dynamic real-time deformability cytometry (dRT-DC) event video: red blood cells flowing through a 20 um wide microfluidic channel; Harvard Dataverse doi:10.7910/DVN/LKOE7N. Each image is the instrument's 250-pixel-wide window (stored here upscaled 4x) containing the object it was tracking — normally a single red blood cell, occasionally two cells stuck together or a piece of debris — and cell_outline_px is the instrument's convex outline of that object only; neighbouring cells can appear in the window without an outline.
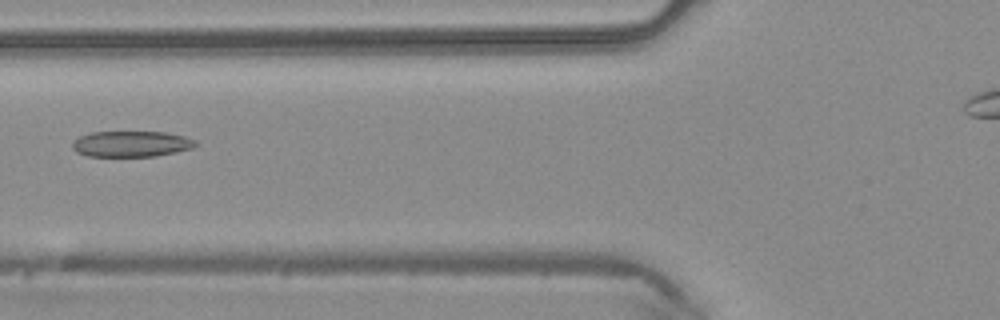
{"species": "common noctule bat (a hibernating species)", "species_latin": "Nyctalus noctula", "temperature_condition": "warm", "stored_images_in_passage": 37, "camera_frame_rate_fps": 3000, "um_per_image_px": 0.085, "animal": {"sex": "male", "body_mass_g": 20.4}, "frame": {"image": 1, "passage_image": 19, "time_ms": 6.0, "image_size_px": [1000, 320], "cell_outline_px": [[200, 144], [192, 148], [176, 152], [156, 156], [88, 156], [76, 152], [72, 148], [72, 144], [80, 136], [92, 132], [164, 132], [184, 136], [196, 140]], "centroid_in_image_um": [11.2, 12.23], "position_along_channel_um": 114.6, "area_um2": 18.55}}
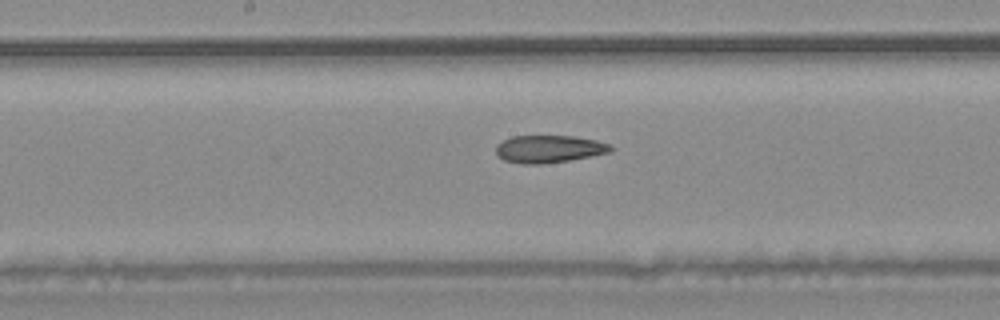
{"frame": {"image": 2, "passage_image": 25, "time_ms": 8.0, "image_size_px": [1000, 320], "cell_outline_px": [[612, 148], [608, 152], [568, 160], [544, 164], [520, 164], [504, 160], [496, 152], [496, 144], [512, 136], [572, 136], [596, 140], [608, 144]], "centroid_in_image_um": [46.6, 12.66], "position_along_channel_um": 201.6, "area_um2": 18.09}}
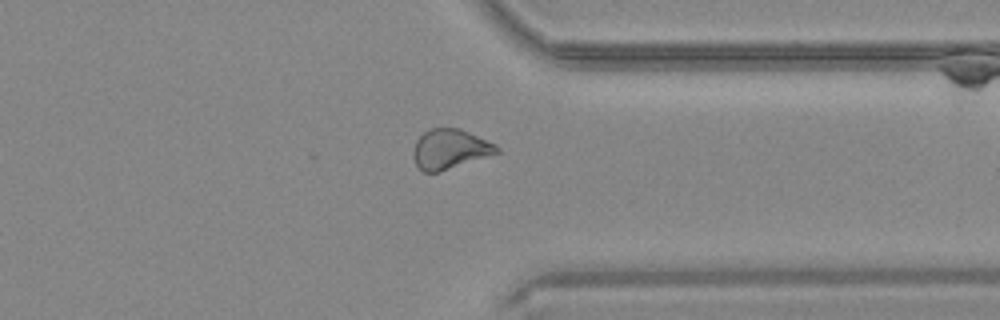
{"frame": {"image": 3, "passage_image": 37, "time_ms": 12.0, "image_size_px": [1000, 320], "cell_outline_px": [[500, 152], [440, 172], [424, 172], [416, 164], [412, 156], [412, 152], [416, 140], [424, 132], [432, 128], [460, 128], [496, 144], [500, 148]], "centroid_in_image_um": [38.24, 12.67], "position_along_channel_um": 373.2, "area_um2": 19.36}}